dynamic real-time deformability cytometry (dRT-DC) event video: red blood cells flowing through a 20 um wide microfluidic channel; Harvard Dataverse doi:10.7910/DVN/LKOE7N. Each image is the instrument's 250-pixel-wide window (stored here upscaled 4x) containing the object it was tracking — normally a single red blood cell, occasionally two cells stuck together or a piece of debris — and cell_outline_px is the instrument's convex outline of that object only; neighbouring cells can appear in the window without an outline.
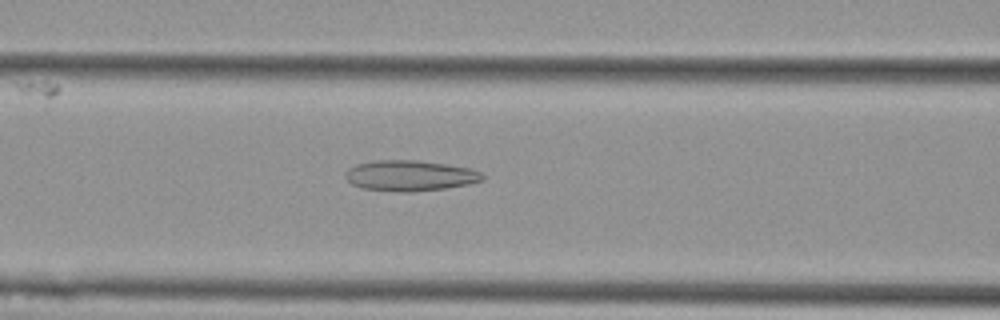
{"species": "Egyptian fruit bat (a non-hibernating species)", "species_latin": "Rousettus aegyptiacus", "temperature_condition": "cold", "stored_images_in_passage": 53, "camera_frame_rate_fps": 3000, "um_per_image_px": 0.085, "animal": {"sex": "female"}, "frame": {"image": 1, "passage_image": 22, "time_ms": 7.0, "image_size_px": [1000, 320], "cell_outline_px": [[484, 180], [468, 184], [444, 188], [412, 192], [400, 192], [360, 188], [352, 184], [344, 176], [344, 172], [348, 168], [356, 164], [372, 160], [416, 160], [448, 164], [472, 168], [480, 172], [484, 176]], "centroid_in_image_um": [34.82, 14.92], "position_along_channel_um": 131.8, "area_um2": 24.74}}
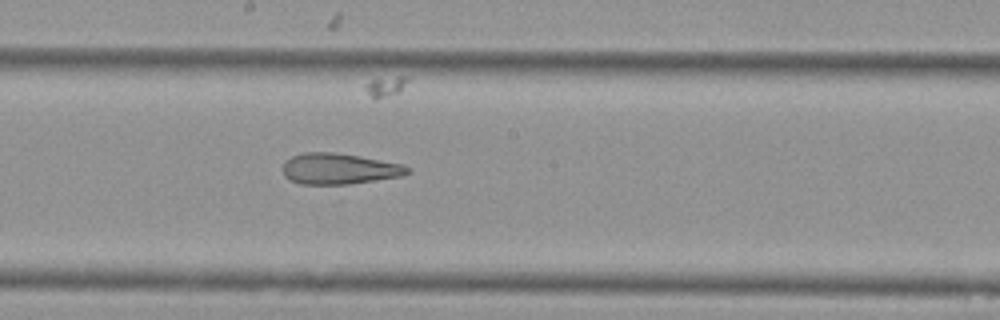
{"frame": {"image": 2, "passage_image": 29, "time_ms": 9.333, "image_size_px": [1000, 320], "cell_outline_px": [[412, 172], [404, 176], [348, 184], [300, 184], [288, 180], [284, 176], [284, 160], [292, 156], [304, 152], [332, 152], [360, 156], [404, 164]], "centroid_in_image_um": [28.84, 14.34], "position_along_channel_um": 219.4, "area_um2": 22.66}}
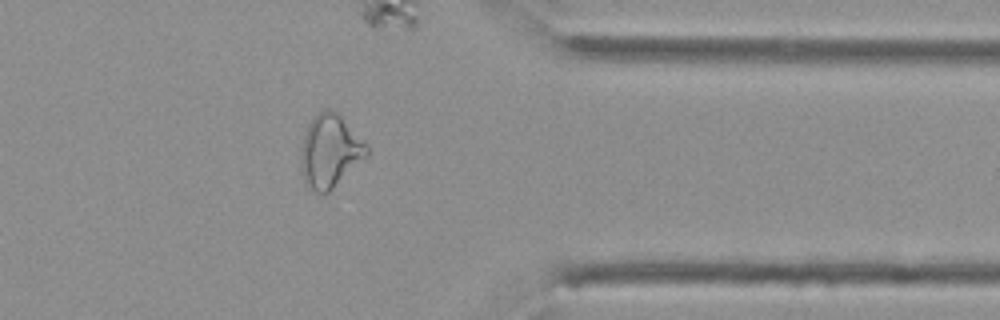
{"frame": {"image": 3, "passage_image": 43, "time_ms": 14.0, "image_size_px": [1000, 320], "cell_outline_px": [[368, 156], [328, 192], [320, 196], [308, 188], [304, 184], [300, 168], [300, 148], [308, 124], [316, 112], [324, 108], [328, 108], [336, 112], [368, 144]], "centroid_in_image_um": [28.01, 12.87], "position_along_channel_um": 383.4, "area_um2": 28.5}, "authors_computed_cell_mechanics": {"area_um2": 28.4376, "velocity_mm_per_s": 3.757, "shape_relaxation_time_tau1_ms": null, "shape_relaxation_time_tau2_ms": 3.7168, "deformation_change_tau1": null, "deformation_change_tau2": 0.1402}}